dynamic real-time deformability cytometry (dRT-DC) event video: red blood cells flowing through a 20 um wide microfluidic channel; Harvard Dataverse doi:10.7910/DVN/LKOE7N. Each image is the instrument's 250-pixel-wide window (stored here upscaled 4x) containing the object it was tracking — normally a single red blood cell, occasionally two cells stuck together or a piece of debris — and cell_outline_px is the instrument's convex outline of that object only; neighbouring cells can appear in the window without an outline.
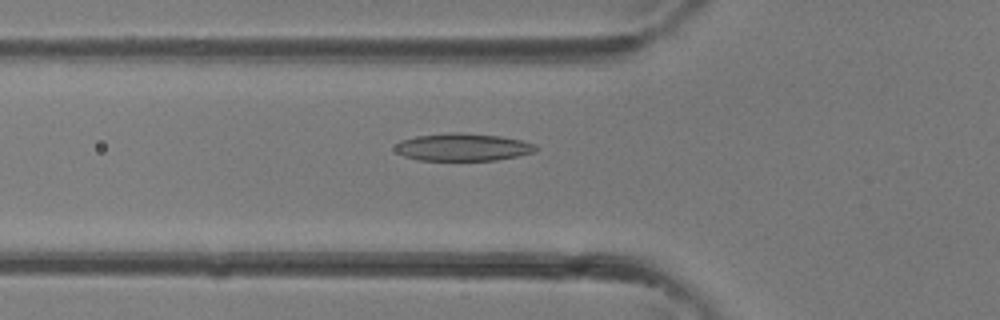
{"species": "common noctule bat (a hibernating species)", "species_latin": "Nyctalus noctula", "temperature_condition": "room temperature", "stored_images_in_passage": 23, "camera_frame_rate_fps": 3000, "um_per_image_px": 0.085, "animal": {"sex": "female"}, "frame": {"image": 1, "passage_image": 3, "time_ms": 0.667, "image_size_px": [1000, 320], "cell_outline_px": [[540, 148], [536, 152], [520, 156], [496, 160], [416, 160], [404, 156], [396, 152], [396, 144], [400, 140], [416, 136], [448, 132], [460, 132], [500, 136], [520, 140], [536, 144]], "centroid_in_image_um": [39.38, 12.5], "position_along_channel_um": 86.4, "area_um2": 22.83}}
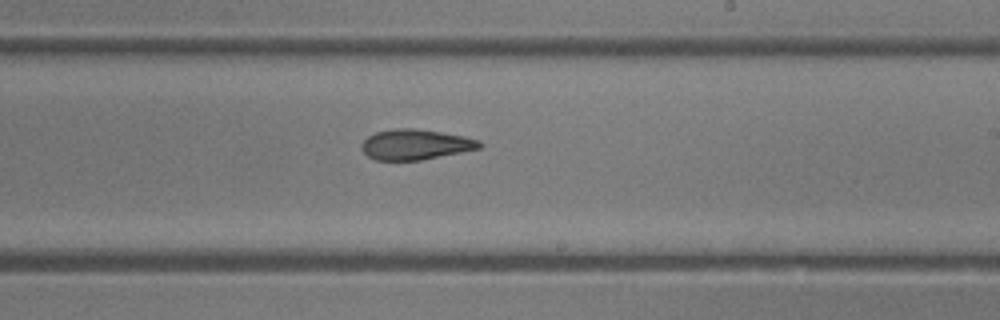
{"frame": {"image": 2, "passage_image": 12, "time_ms": 3.667, "image_size_px": [1000, 320], "cell_outline_px": [[484, 144], [480, 148], [420, 160], [376, 160], [368, 156], [360, 148], [360, 144], [368, 136], [376, 132], [396, 128], [416, 128], [464, 136], [480, 140]], "centroid_in_image_um": [35.3, 12.27], "position_along_channel_um": 253.7, "area_um2": 20.81}}
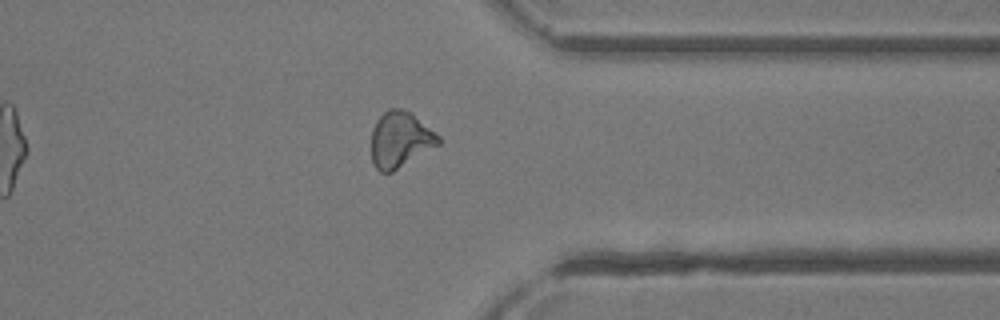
{"frame": {"image": 3, "passage_image": 19, "time_ms": 6.0, "image_size_px": [1000, 320], "cell_outline_px": [[440, 144], [392, 172], [380, 172], [376, 168], [372, 160], [372, 128], [376, 120], [388, 108], [400, 108], [408, 112], [440, 136]], "centroid_in_image_um": [33.99, 11.88], "position_along_channel_um": 377.4, "area_um2": 21.5}}